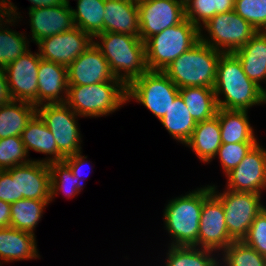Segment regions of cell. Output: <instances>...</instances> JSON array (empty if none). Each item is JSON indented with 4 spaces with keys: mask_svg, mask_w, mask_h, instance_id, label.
Wrapping results in <instances>:
<instances>
[{
    "mask_svg": "<svg viewBox=\"0 0 266 266\" xmlns=\"http://www.w3.org/2000/svg\"><path fill=\"white\" fill-rule=\"evenodd\" d=\"M213 89L218 108L249 111L261 105V87L247 77L233 53L221 54Z\"/></svg>",
    "mask_w": 266,
    "mask_h": 266,
    "instance_id": "cell-1",
    "label": "cell"
},
{
    "mask_svg": "<svg viewBox=\"0 0 266 266\" xmlns=\"http://www.w3.org/2000/svg\"><path fill=\"white\" fill-rule=\"evenodd\" d=\"M94 44L108 61L115 78L126 86L149 71L145 42L140 37L103 32L94 37Z\"/></svg>",
    "mask_w": 266,
    "mask_h": 266,
    "instance_id": "cell-2",
    "label": "cell"
},
{
    "mask_svg": "<svg viewBox=\"0 0 266 266\" xmlns=\"http://www.w3.org/2000/svg\"><path fill=\"white\" fill-rule=\"evenodd\" d=\"M211 194V184H208L168 200L163 220L171 238L169 246L198 247L202 205Z\"/></svg>",
    "mask_w": 266,
    "mask_h": 266,
    "instance_id": "cell-3",
    "label": "cell"
},
{
    "mask_svg": "<svg viewBox=\"0 0 266 266\" xmlns=\"http://www.w3.org/2000/svg\"><path fill=\"white\" fill-rule=\"evenodd\" d=\"M221 54L222 52L199 40L187 52L172 61L163 72L179 89L214 88Z\"/></svg>",
    "mask_w": 266,
    "mask_h": 266,
    "instance_id": "cell-4",
    "label": "cell"
},
{
    "mask_svg": "<svg viewBox=\"0 0 266 266\" xmlns=\"http://www.w3.org/2000/svg\"><path fill=\"white\" fill-rule=\"evenodd\" d=\"M78 116L97 118L127 104V86L118 79L91 85H68L65 102Z\"/></svg>",
    "mask_w": 266,
    "mask_h": 266,
    "instance_id": "cell-5",
    "label": "cell"
},
{
    "mask_svg": "<svg viewBox=\"0 0 266 266\" xmlns=\"http://www.w3.org/2000/svg\"><path fill=\"white\" fill-rule=\"evenodd\" d=\"M200 40L199 28L186 18L145 41L149 71H163Z\"/></svg>",
    "mask_w": 266,
    "mask_h": 266,
    "instance_id": "cell-6",
    "label": "cell"
},
{
    "mask_svg": "<svg viewBox=\"0 0 266 266\" xmlns=\"http://www.w3.org/2000/svg\"><path fill=\"white\" fill-rule=\"evenodd\" d=\"M199 31L201 41L222 53H234L257 32L234 10L216 14L202 25Z\"/></svg>",
    "mask_w": 266,
    "mask_h": 266,
    "instance_id": "cell-7",
    "label": "cell"
},
{
    "mask_svg": "<svg viewBox=\"0 0 266 266\" xmlns=\"http://www.w3.org/2000/svg\"><path fill=\"white\" fill-rule=\"evenodd\" d=\"M179 94V88L163 71H148L127 86V102L142 104L160 120Z\"/></svg>",
    "mask_w": 266,
    "mask_h": 266,
    "instance_id": "cell-8",
    "label": "cell"
},
{
    "mask_svg": "<svg viewBox=\"0 0 266 266\" xmlns=\"http://www.w3.org/2000/svg\"><path fill=\"white\" fill-rule=\"evenodd\" d=\"M211 191L223 205L229 236L234 241H242L247 236L255 217L266 207L261 202V194L225 188L223 192H219L217 185L214 184H211Z\"/></svg>",
    "mask_w": 266,
    "mask_h": 266,
    "instance_id": "cell-9",
    "label": "cell"
},
{
    "mask_svg": "<svg viewBox=\"0 0 266 266\" xmlns=\"http://www.w3.org/2000/svg\"><path fill=\"white\" fill-rule=\"evenodd\" d=\"M37 114L54 136L59 150V162L82 151V134L78 127V116L66 103L42 104Z\"/></svg>",
    "mask_w": 266,
    "mask_h": 266,
    "instance_id": "cell-10",
    "label": "cell"
},
{
    "mask_svg": "<svg viewBox=\"0 0 266 266\" xmlns=\"http://www.w3.org/2000/svg\"><path fill=\"white\" fill-rule=\"evenodd\" d=\"M41 57L31 48L4 68L13 100L26 101L38 107V67Z\"/></svg>",
    "mask_w": 266,
    "mask_h": 266,
    "instance_id": "cell-11",
    "label": "cell"
},
{
    "mask_svg": "<svg viewBox=\"0 0 266 266\" xmlns=\"http://www.w3.org/2000/svg\"><path fill=\"white\" fill-rule=\"evenodd\" d=\"M137 5L143 42L185 19L184 0H144Z\"/></svg>",
    "mask_w": 266,
    "mask_h": 266,
    "instance_id": "cell-12",
    "label": "cell"
},
{
    "mask_svg": "<svg viewBox=\"0 0 266 266\" xmlns=\"http://www.w3.org/2000/svg\"><path fill=\"white\" fill-rule=\"evenodd\" d=\"M94 43L79 27L40 40L36 45L41 59L68 67Z\"/></svg>",
    "mask_w": 266,
    "mask_h": 266,
    "instance_id": "cell-13",
    "label": "cell"
},
{
    "mask_svg": "<svg viewBox=\"0 0 266 266\" xmlns=\"http://www.w3.org/2000/svg\"><path fill=\"white\" fill-rule=\"evenodd\" d=\"M225 176V189L263 195V190H266V148L258 142Z\"/></svg>",
    "mask_w": 266,
    "mask_h": 266,
    "instance_id": "cell-14",
    "label": "cell"
},
{
    "mask_svg": "<svg viewBox=\"0 0 266 266\" xmlns=\"http://www.w3.org/2000/svg\"><path fill=\"white\" fill-rule=\"evenodd\" d=\"M234 240L229 236L221 201L212 193L202 205L198 248L221 253Z\"/></svg>",
    "mask_w": 266,
    "mask_h": 266,
    "instance_id": "cell-15",
    "label": "cell"
},
{
    "mask_svg": "<svg viewBox=\"0 0 266 266\" xmlns=\"http://www.w3.org/2000/svg\"><path fill=\"white\" fill-rule=\"evenodd\" d=\"M7 171L16 180L17 201L23 198L50 201V168L47 163L30 161Z\"/></svg>",
    "mask_w": 266,
    "mask_h": 266,
    "instance_id": "cell-16",
    "label": "cell"
},
{
    "mask_svg": "<svg viewBox=\"0 0 266 266\" xmlns=\"http://www.w3.org/2000/svg\"><path fill=\"white\" fill-rule=\"evenodd\" d=\"M68 85H91L115 79L108 61L93 43L67 67Z\"/></svg>",
    "mask_w": 266,
    "mask_h": 266,
    "instance_id": "cell-17",
    "label": "cell"
},
{
    "mask_svg": "<svg viewBox=\"0 0 266 266\" xmlns=\"http://www.w3.org/2000/svg\"><path fill=\"white\" fill-rule=\"evenodd\" d=\"M31 34L30 42L37 44L40 40L75 27L71 5L62 4L55 7H42L28 10Z\"/></svg>",
    "mask_w": 266,
    "mask_h": 266,
    "instance_id": "cell-18",
    "label": "cell"
},
{
    "mask_svg": "<svg viewBox=\"0 0 266 266\" xmlns=\"http://www.w3.org/2000/svg\"><path fill=\"white\" fill-rule=\"evenodd\" d=\"M67 94V67L41 59L38 67V106L65 103Z\"/></svg>",
    "mask_w": 266,
    "mask_h": 266,
    "instance_id": "cell-19",
    "label": "cell"
},
{
    "mask_svg": "<svg viewBox=\"0 0 266 266\" xmlns=\"http://www.w3.org/2000/svg\"><path fill=\"white\" fill-rule=\"evenodd\" d=\"M103 32L140 37L137 3L132 0H105Z\"/></svg>",
    "mask_w": 266,
    "mask_h": 266,
    "instance_id": "cell-20",
    "label": "cell"
},
{
    "mask_svg": "<svg viewBox=\"0 0 266 266\" xmlns=\"http://www.w3.org/2000/svg\"><path fill=\"white\" fill-rule=\"evenodd\" d=\"M36 236L27 231L18 230L11 226L0 228V261L39 259Z\"/></svg>",
    "mask_w": 266,
    "mask_h": 266,
    "instance_id": "cell-21",
    "label": "cell"
},
{
    "mask_svg": "<svg viewBox=\"0 0 266 266\" xmlns=\"http://www.w3.org/2000/svg\"><path fill=\"white\" fill-rule=\"evenodd\" d=\"M233 54L240 60L247 77L262 88V82L266 83V31H257Z\"/></svg>",
    "mask_w": 266,
    "mask_h": 266,
    "instance_id": "cell-22",
    "label": "cell"
},
{
    "mask_svg": "<svg viewBox=\"0 0 266 266\" xmlns=\"http://www.w3.org/2000/svg\"><path fill=\"white\" fill-rule=\"evenodd\" d=\"M21 140L27 154H29L30 150H33L48 156L44 159H35L34 161L47 164L59 162V150L54 136L37 113L31 118L21 133Z\"/></svg>",
    "mask_w": 266,
    "mask_h": 266,
    "instance_id": "cell-23",
    "label": "cell"
},
{
    "mask_svg": "<svg viewBox=\"0 0 266 266\" xmlns=\"http://www.w3.org/2000/svg\"><path fill=\"white\" fill-rule=\"evenodd\" d=\"M221 144L219 119L215 115L211 119L196 124L185 146L191 148L201 162L209 164L215 159Z\"/></svg>",
    "mask_w": 266,
    "mask_h": 266,
    "instance_id": "cell-24",
    "label": "cell"
},
{
    "mask_svg": "<svg viewBox=\"0 0 266 266\" xmlns=\"http://www.w3.org/2000/svg\"><path fill=\"white\" fill-rule=\"evenodd\" d=\"M222 144L258 143L253 126L250 124L248 111L218 108Z\"/></svg>",
    "mask_w": 266,
    "mask_h": 266,
    "instance_id": "cell-25",
    "label": "cell"
},
{
    "mask_svg": "<svg viewBox=\"0 0 266 266\" xmlns=\"http://www.w3.org/2000/svg\"><path fill=\"white\" fill-rule=\"evenodd\" d=\"M37 107L26 101L12 100L0 106V139L21 136Z\"/></svg>",
    "mask_w": 266,
    "mask_h": 266,
    "instance_id": "cell-26",
    "label": "cell"
},
{
    "mask_svg": "<svg viewBox=\"0 0 266 266\" xmlns=\"http://www.w3.org/2000/svg\"><path fill=\"white\" fill-rule=\"evenodd\" d=\"M159 121L169 135L183 145L191 138L197 124L180 94L176 96L168 111Z\"/></svg>",
    "mask_w": 266,
    "mask_h": 266,
    "instance_id": "cell-27",
    "label": "cell"
},
{
    "mask_svg": "<svg viewBox=\"0 0 266 266\" xmlns=\"http://www.w3.org/2000/svg\"><path fill=\"white\" fill-rule=\"evenodd\" d=\"M179 94L196 123L216 115L218 106L213 88L184 87L179 89Z\"/></svg>",
    "mask_w": 266,
    "mask_h": 266,
    "instance_id": "cell-28",
    "label": "cell"
},
{
    "mask_svg": "<svg viewBox=\"0 0 266 266\" xmlns=\"http://www.w3.org/2000/svg\"><path fill=\"white\" fill-rule=\"evenodd\" d=\"M166 256L165 266H219V253L196 246H168Z\"/></svg>",
    "mask_w": 266,
    "mask_h": 266,
    "instance_id": "cell-29",
    "label": "cell"
},
{
    "mask_svg": "<svg viewBox=\"0 0 266 266\" xmlns=\"http://www.w3.org/2000/svg\"><path fill=\"white\" fill-rule=\"evenodd\" d=\"M104 14L105 0H77L76 9L72 7L74 25L93 38L103 33Z\"/></svg>",
    "mask_w": 266,
    "mask_h": 266,
    "instance_id": "cell-30",
    "label": "cell"
},
{
    "mask_svg": "<svg viewBox=\"0 0 266 266\" xmlns=\"http://www.w3.org/2000/svg\"><path fill=\"white\" fill-rule=\"evenodd\" d=\"M49 203L51 202L25 198L11 203L10 226L35 234L36 226Z\"/></svg>",
    "mask_w": 266,
    "mask_h": 266,
    "instance_id": "cell-31",
    "label": "cell"
},
{
    "mask_svg": "<svg viewBox=\"0 0 266 266\" xmlns=\"http://www.w3.org/2000/svg\"><path fill=\"white\" fill-rule=\"evenodd\" d=\"M18 21V18L12 17L10 21L0 26V67L2 68L8 66L30 49V41L27 38L29 35L26 36L27 33H19L9 28V26L18 24Z\"/></svg>",
    "mask_w": 266,
    "mask_h": 266,
    "instance_id": "cell-32",
    "label": "cell"
},
{
    "mask_svg": "<svg viewBox=\"0 0 266 266\" xmlns=\"http://www.w3.org/2000/svg\"><path fill=\"white\" fill-rule=\"evenodd\" d=\"M235 0H184L185 18L200 28L216 14L234 10Z\"/></svg>",
    "mask_w": 266,
    "mask_h": 266,
    "instance_id": "cell-33",
    "label": "cell"
},
{
    "mask_svg": "<svg viewBox=\"0 0 266 266\" xmlns=\"http://www.w3.org/2000/svg\"><path fill=\"white\" fill-rule=\"evenodd\" d=\"M50 168V202L59 194L72 198L83 190V183L72 174L70 168L62 162L49 163Z\"/></svg>",
    "mask_w": 266,
    "mask_h": 266,
    "instance_id": "cell-34",
    "label": "cell"
},
{
    "mask_svg": "<svg viewBox=\"0 0 266 266\" xmlns=\"http://www.w3.org/2000/svg\"><path fill=\"white\" fill-rule=\"evenodd\" d=\"M219 258V266H266V258L243 241H233Z\"/></svg>",
    "mask_w": 266,
    "mask_h": 266,
    "instance_id": "cell-35",
    "label": "cell"
},
{
    "mask_svg": "<svg viewBox=\"0 0 266 266\" xmlns=\"http://www.w3.org/2000/svg\"><path fill=\"white\" fill-rule=\"evenodd\" d=\"M28 157V158H27ZM34 161L27 154L21 136L0 139V170H7L18 165Z\"/></svg>",
    "mask_w": 266,
    "mask_h": 266,
    "instance_id": "cell-36",
    "label": "cell"
},
{
    "mask_svg": "<svg viewBox=\"0 0 266 266\" xmlns=\"http://www.w3.org/2000/svg\"><path fill=\"white\" fill-rule=\"evenodd\" d=\"M234 11L257 31H266V0H235Z\"/></svg>",
    "mask_w": 266,
    "mask_h": 266,
    "instance_id": "cell-37",
    "label": "cell"
},
{
    "mask_svg": "<svg viewBox=\"0 0 266 266\" xmlns=\"http://www.w3.org/2000/svg\"><path fill=\"white\" fill-rule=\"evenodd\" d=\"M256 144L257 143L221 144L216 154V158L218 156L223 173H225L224 175L237 167Z\"/></svg>",
    "mask_w": 266,
    "mask_h": 266,
    "instance_id": "cell-38",
    "label": "cell"
},
{
    "mask_svg": "<svg viewBox=\"0 0 266 266\" xmlns=\"http://www.w3.org/2000/svg\"><path fill=\"white\" fill-rule=\"evenodd\" d=\"M242 241L266 258V207L255 217Z\"/></svg>",
    "mask_w": 266,
    "mask_h": 266,
    "instance_id": "cell-39",
    "label": "cell"
},
{
    "mask_svg": "<svg viewBox=\"0 0 266 266\" xmlns=\"http://www.w3.org/2000/svg\"><path fill=\"white\" fill-rule=\"evenodd\" d=\"M0 200L10 204L17 201L16 180L7 170H0Z\"/></svg>",
    "mask_w": 266,
    "mask_h": 266,
    "instance_id": "cell-40",
    "label": "cell"
},
{
    "mask_svg": "<svg viewBox=\"0 0 266 266\" xmlns=\"http://www.w3.org/2000/svg\"><path fill=\"white\" fill-rule=\"evenodd\" d=\"M88 156H83L82 151L75 153L72 156L66 157L63 162L70 168L72 174L76 176L81 183L84 181L83 180V174L81 173L89 162L87 161Z\"/></svg>",
    "mask_w": 266,
    "mask_h": 266,
    "instance_id": "cell-41",
    "label": "cell"
},
{
    "mask_svg": "<svg viewBox=\"0 0 266 266\" xmlns=\"http://www.w3.org/2000/svg\"><path fill=\"white\" fill-rule=\"evenodd\" d=\"M17 8L11 0H0V26L4 25L13 18H18L20 21L23 18L21 12H18ZM6 17V18H5Z\"/></svg>",
    "mask_w": 266,
    "mask_h": 266,
    "instance_id": "cell-42",
    "label": "cell"
},
{
    "mask_svg": "<svg viewBox=\"0 0 266 266\" xmlns=\"http://www.w3.org/2000/svg\"><path fill=\"white\" fill-rule=\"evenodd\" d=\"M13 99L9 92L4 68L0 67V106L11 102Z\"/></svg>",
    "mask_w": 266,
    "mask_h": 266,
    "instance_id": "cell-43",
    "label": "cell"
},
{
    "mask_svg": "<svg viewBox=\"0 0 266 266\" xmlns=\"http://www.w3.org/2000/svg\"><path fill=\"white\" fill-rule=\"evenodd\" d=\"M11 204L0 200V228L10 226Z\"/></svg>",
    "mask_w": 266,
    "mask_h": 266,
    "instance_id": "cell-44",
    "label": "cell"
},
{
    "mask_svg": "<svg viewBox=\"0 0 266 266\" xmlns=\"http://www.w3.org/2000/svg\"><path fill=\"white\" fill-rule=\"evenodd\" d=\"M31 6L28 10L42 8V7H55L64 4L62 0H28Z\"/></svg>",
    "mask_w": 266,
    "mask_h": 266,
    "instance_id": "cell-45",
    "label": "cell"
},
{
    "mask_svg": "<svg viewBox=\"0 0 266 266\" xmlns=\"http://www.w3.org/2000/svg\"><path fill=\"white\" fill-rule=\"evenodd\" d=\"M266 104V87L261 88V105Z\"/></svg>",
    "mask_w": 266,
    "mask_h": 266,
    "instance_id": "cell-46",
    "label": "cell"
},
{
    "mask_svg": "<svg viewBox=\"0 0 266 266\" xmlns=\"http://www.w3.org/2000/svg\"><path fill=\"white\" fill-rule=\"evenodd\" d=\"M64 4L70 5V0H62Z\"/></svg>",
    "mask_w": 266,
    "mask_h": 266,
    "instance_id": "cell-47",
    "label": "cell"
},
{
    "mask_svg": "<svg viewBox=\"0 0 266 266\" xmlns=\"http://www.w3.org/2000/svg\"><path fill=\"white\" fill-rule=\"evenodd\" d=\"M132 1L139 3V2L144 1V0H132Z\"/></svg>",
    "mask_w": 266,
    "mask_h": 266,
    "instance_id": "cell-48",
    "label": "cell"
}]
</instances>
